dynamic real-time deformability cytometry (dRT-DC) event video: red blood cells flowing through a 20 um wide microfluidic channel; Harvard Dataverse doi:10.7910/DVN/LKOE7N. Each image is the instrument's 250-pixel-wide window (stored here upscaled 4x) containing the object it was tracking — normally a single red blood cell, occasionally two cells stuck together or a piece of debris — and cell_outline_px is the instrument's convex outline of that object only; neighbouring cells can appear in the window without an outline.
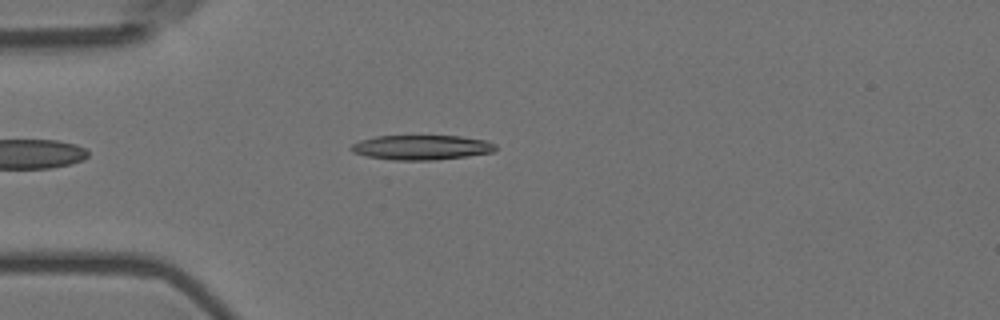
{"species": "Egyptian fruit bat (a non-hibernating species)", "species_latin": "Rousettus aegyptiacus", "temperature_condition": "room temperature", "stored_images_in_passage": 47, "camera_frame_rate_fps": 3000, "um_per_image_px": 0.085, "animal": {"sex": "female"}, "frame": {"image": 1, "passage_image": 6, "time_ms": 1.667, "image_size_px": [1000, 320], "cell_outline_px": [[496, 148], [492, 152], [464, 156], [432, 160], [396, 160], [368, 156], [352, 152], [348, 148], [352, 144], [360, 140], [376, 136], [460, 136], [488, 140], [496, 144]], "centroid_in_image_um": [35.82, 12.52], "position_along_channel_um": 49.2, "area_um2": 20.69}}
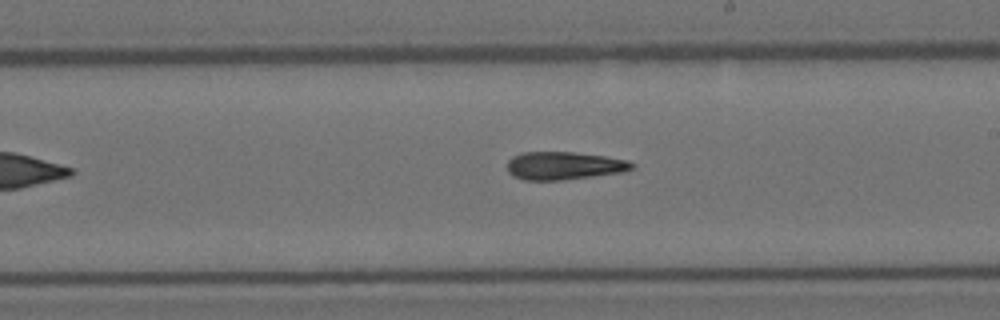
{"frame": {"image": 2, "passage_image": 23, "time_ms": 7.333, "image_size_px": [1000, 320], "cell_outline_px": [[636, 164], [632, 168], [624, 172], [564, 180], [524, 180], [512, 176], [508, 172], [508, 160], [512, 156], [520, 152], [572, 152], [604, 156], [628, 160]], "centroid_in_image_um": [47.93, 14.09], "position_along_channel_um": 241.1, "area_um2": 20.46}}
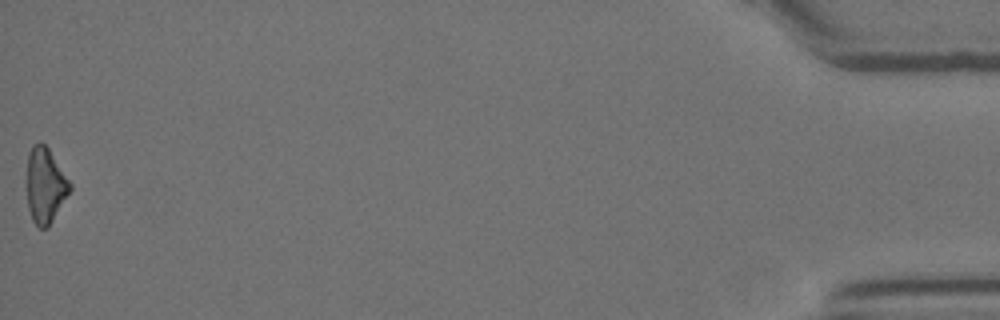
{"frame": {"image": 3, "passage_image": 47, "time_ms": 15.333, "image_size_px": [1000, 320], "cell_outline_px": [[72, 188], [48, 228], [40, 228], [32, 220], [28, 208], [28, 152], [32, 144], [40, 140], [48, 148], [72, 184]], "centroid_in_image_um": [3.86, 15.75], "position_along_channel_um": 431.3, "area_um2": 18.79}}